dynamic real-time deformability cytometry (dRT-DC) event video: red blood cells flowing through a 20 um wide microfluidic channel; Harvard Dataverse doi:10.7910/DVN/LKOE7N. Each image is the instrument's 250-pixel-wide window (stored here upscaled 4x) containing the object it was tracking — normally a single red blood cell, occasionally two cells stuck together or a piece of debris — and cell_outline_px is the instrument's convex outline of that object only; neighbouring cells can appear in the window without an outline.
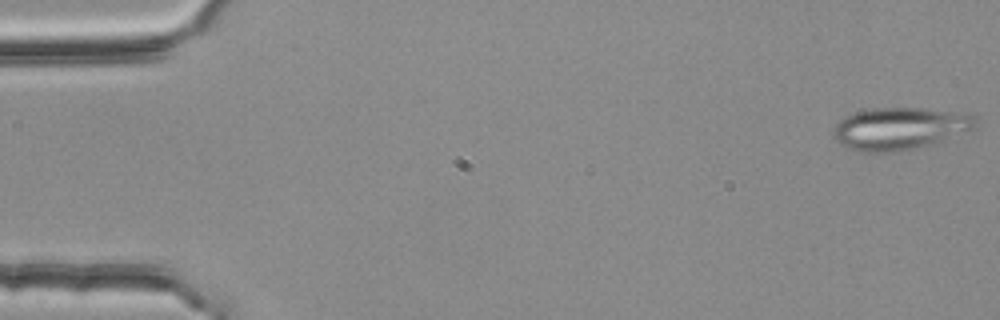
{"species": "common noctule bat (a hibernating species)", "species_latin": "Nyctalus noctula", "temperature_condition": "room temperature", "stored_images_in_passage": 31, "camera_frame_rate_fps": 3000, "um_per_image_px": 0.085, "animal": {"sex": "female", "body_mass_g": 25.1}, "frame": {"image": 1, "passage_image": 1, "time_ms": 0.0, "image_size_px": [1000, 320], "cell_outline_px": [[980, 116], [976, 124], [972, 128], [944, 140], [916, 148], [896, 152], [856, 152], [844, 148], [832, 136], [832, 128], [840, 120], [856, 112], [868, 108], [924, 108], [968, 112]], "centroid_in_image_um": [76.47, 10.92], "position_along_channel_um": 8.5, "area_um2": 35.6}}